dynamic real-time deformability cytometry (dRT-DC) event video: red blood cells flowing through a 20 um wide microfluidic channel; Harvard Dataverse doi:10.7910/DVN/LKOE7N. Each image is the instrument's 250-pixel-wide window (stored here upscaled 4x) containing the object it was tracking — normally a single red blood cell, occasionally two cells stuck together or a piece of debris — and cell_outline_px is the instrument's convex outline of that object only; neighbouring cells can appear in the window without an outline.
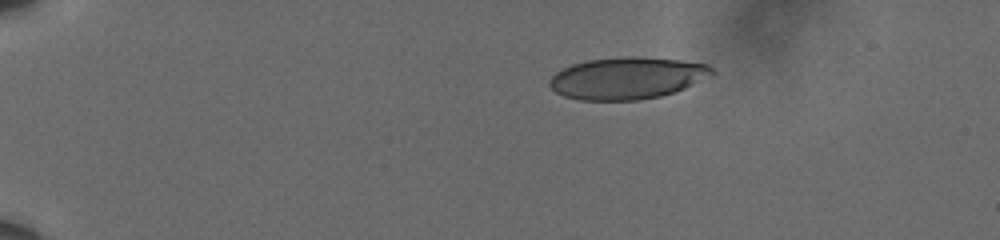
{"species": "human", "species_latin": "Homo sapiens", "temperature_condition": "cold", "stored_images_in_passage": 48, "camera_frame_rate_fps": 3000, "um_per_image_px": 0.085, "donor": {"sex": "male"}, "frame": {"image": 1, "passage_image": 1, "time_ms": 0.0, "image_size_px": [1000, 240], "cell_outline_px": [[716, 72], [676, 92], [660, 96], [640, 100], [580, 100], [564, 96], [556, 92], [548, 84], [552, 76], [556, 72], [572, 64], [588, 60], [624, 56], [640, 56], [680, 60], [708, 64]], "centroid_in_image_um": [53.3, 6.63], "position_along_channel_um": 31.7, "area_um2": 39.65}}
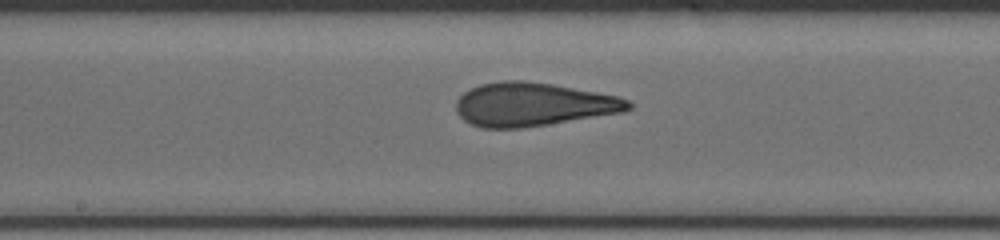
{"frame": {"image": 2, "passage_image": 23, "time_ms": 7.333, "image_size_px": [1000, 240], "cell_outline_px": [[632, 108], [624, 112], [524, 128], [480, 128], [464, 120], [456, 112], [456, 100], [464, 92], [480, 84], [504, 80], [524, 80], [552, 84], [596, 92], [616, 96], [628, 100], [632, 104]], "centroid_in_image_um": [45.29, 8.88], "position_along_channel_um": 202.9, "area_um2": 43.7}}
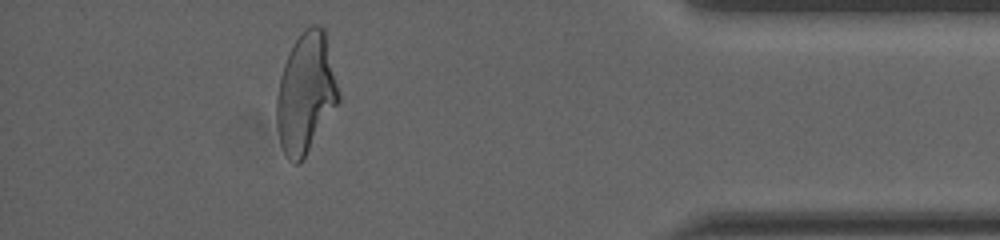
{"frame": {"image": 3, "passage_image": 43, "time_ms": 14.0, "image_size_px": [1000, 240], "cell_outline_px": [[340, 100], [304, 160], [300, 164], [296, 164], [288, 160], [280, 144], [276, 124], [276, 96], [280, 76], [284, 64], [292, 44], [304, 28], [312, 24], [316, 24], [324, 28], [340, 92]], "centroid_in_image_um": [25.99, 7.94], "position_along_channel_um": 409.2, "area_um2": 43.87}, "authors_computed_cell_mechanics": {"area_um2": 43.061, "velocity_mm_per_s": 3.6107, "shape_relaxation_time_tau1_ms": 6.5948, "shape_relaxation_time_tau2_ms": 1.0498, "deformation_change_tau1": 0.224, "deformation_change_tau2": 0.0921}}